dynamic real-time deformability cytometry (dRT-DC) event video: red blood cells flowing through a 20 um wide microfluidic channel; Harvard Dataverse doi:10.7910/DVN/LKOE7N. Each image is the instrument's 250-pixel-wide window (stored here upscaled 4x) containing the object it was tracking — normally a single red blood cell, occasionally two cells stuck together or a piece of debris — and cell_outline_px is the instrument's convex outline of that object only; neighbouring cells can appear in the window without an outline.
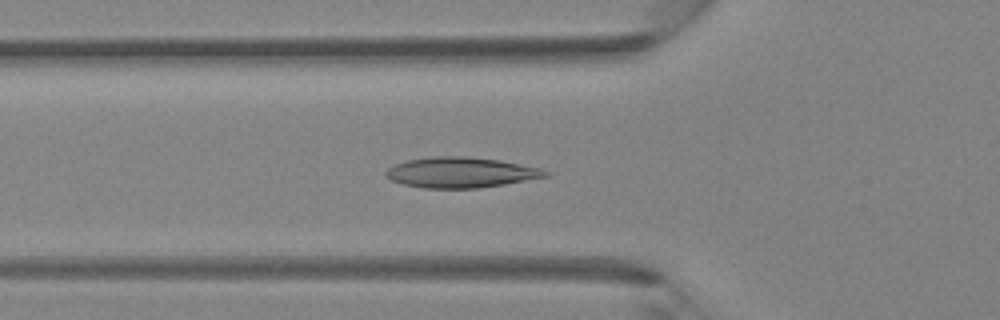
{"species": "Egyptian fruit bat (a non-hibernating species)", "species_latin": "Rousettus aegyptiacus", "temperature_condition": "room temperature", "stored_images_in_passage": 25, "camera_frame_rate_fps": 3000, "um_per_image_px": 0.085, "animal": {"sex": "female"}, "frame": {"image": 1, "passage_image": 2, "time_ms": 0.333, "image_size_px": [1000, 320], "cell_outline_px": [[548, 176], [504, 184], [476, 188], [424, 188], [404, 184], [392, 180], [384, 176], [384, 172], [392, 164], [408, 160], [432, 156], [468, 156], [500, 160], [540, 168], [548, 172]], "centroid_in_image_um": [39.11, 14.65], "position_along_channel_um": 86.7, "area_um2": 28.26}}
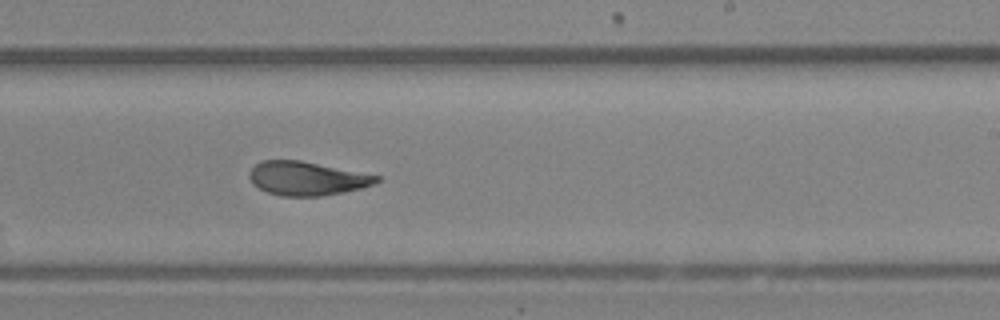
{"frame": {"image": 2, "passage_image": 13, "time_ms": 4.0, "image_size_px": [1000, 320], "cell_outline_px": [[380, 180], [364, 188], [320, 196], [280, 196], [268, 192], [252, 184], [248, 176], [248, 172], [260, 160], [300, 160], [380, 176]], "centroid_in_image_um": [26.05, 15.16], "position_along_channel_um": 263.0, "area_um2": 24.97}}
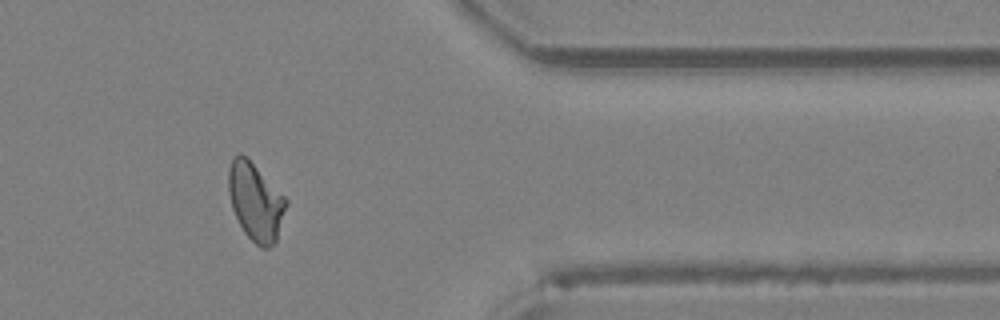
{"frame": {"image": 3, "passage_image": 22, "time_ms": 7.0, "image_size_px": [1000, 320], "cell_outline_px": [[288, 204], [276, 240], [268, 248], [260, 248], [244, 232], [232, 208], [228, 192], [228, 168], [232, 160], [240, 152], [288, 200]], "centroid_in_image_um": [21.72, 17.18], "position_along_channel_um": 389.7, "area_um2": 25.49}}